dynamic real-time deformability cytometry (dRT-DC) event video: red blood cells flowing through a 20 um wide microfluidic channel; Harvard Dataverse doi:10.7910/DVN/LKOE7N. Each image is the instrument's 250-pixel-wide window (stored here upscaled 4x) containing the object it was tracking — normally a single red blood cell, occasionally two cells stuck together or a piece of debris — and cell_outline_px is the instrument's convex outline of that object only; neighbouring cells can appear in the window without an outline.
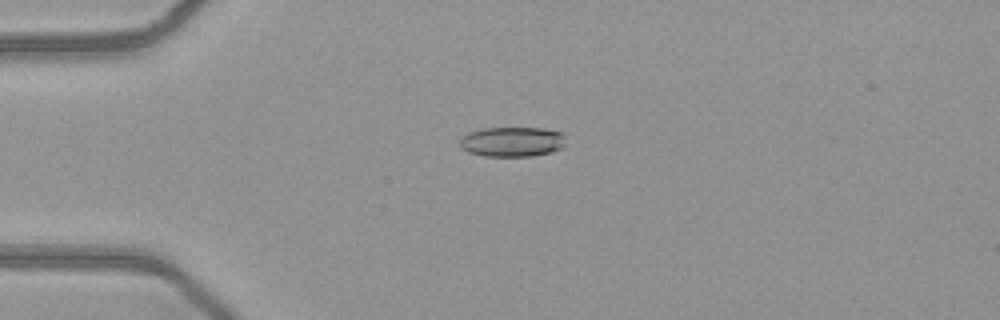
{"species": "common noctule bat (a hibernating species)", "species_latin": "Nyctalus noctula", "temperature_condition": "warm", "stored_images_in_passage": 51, "camera_frame_rate_fps": 3000, "um_per_image_px": 0.085, "animal": {"sex": "female", "body_mass_g": 21.9}, "frame": {"image": 1, "passage_image": 13, "time_ms": 4.0, "image_size_px": [1000, 320], "cell_outline_px": [[564, 144], [560, 148], [552, 152], [532, 156], [484, 156], [468, 152], [460, 148], [460, 140], [468, 132], [484, 128], [544, 128], [564, 132]], "centroid_in_image_um": [43.54, 12.04], "position_along_channel_um": 41.5, "area_um2": 18.55}}
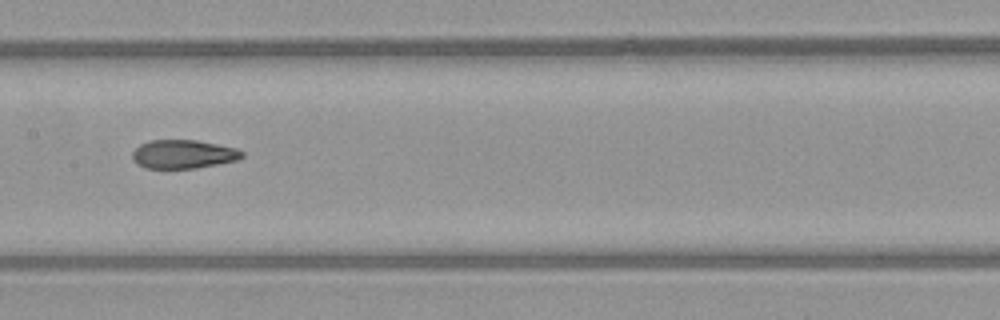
{"frame": {"image": 2, "passage_image": 26, "time_ms": 8.333, "image_size_px": [1000, 320], "cell_outline_px": [[244, 156], [236, 160], [196, 168], [144, 168], [136, 164], [132, 160], [132, 152], [140, 144], [148, 140], [196, 140], [236, 148], [244, 152]], "centroid_in_image_um": [15.54, 13.1], "position_along_channel_um": 191.9, "area_um2": 18.32}}
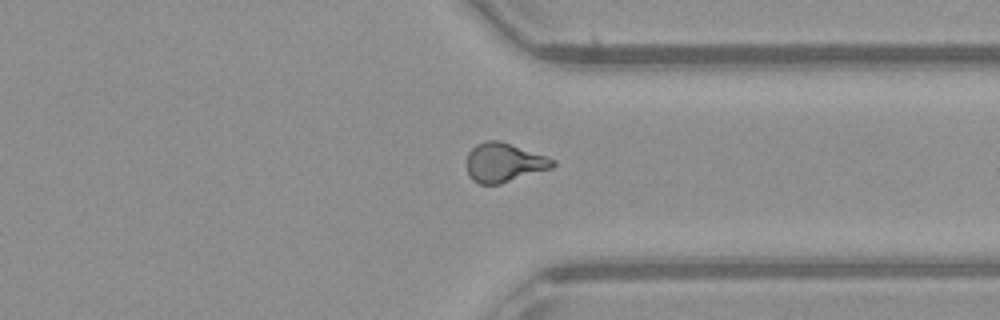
{"frame": {"image": 3, "passage_image": 39, "time_ms": 12.667, "image_size_px": [1000, 320], "cell_outline_px": [[556, 164], [552, 168], [500, 184], [480, 184], [472, 180], [468, 176], [468, 152], [476, 144], [484, 140], [500, 140], [556, 160]], "centroid_in_image_um": [42.83, 13.81], "position_along_channel_um": 368.6, "area_um2": 19.54}, "authors_computed_cell_mechanics": {"area_um2": 19.3052, "velocity_mm_per_s": 4.1038, "shape_relaxation_time_tau1_ms": null, "shape_relaxation_time_tau2_ms": 1.8245, "deformation_change_tau1": null, "deformation_change_tau2": 0.0849}}